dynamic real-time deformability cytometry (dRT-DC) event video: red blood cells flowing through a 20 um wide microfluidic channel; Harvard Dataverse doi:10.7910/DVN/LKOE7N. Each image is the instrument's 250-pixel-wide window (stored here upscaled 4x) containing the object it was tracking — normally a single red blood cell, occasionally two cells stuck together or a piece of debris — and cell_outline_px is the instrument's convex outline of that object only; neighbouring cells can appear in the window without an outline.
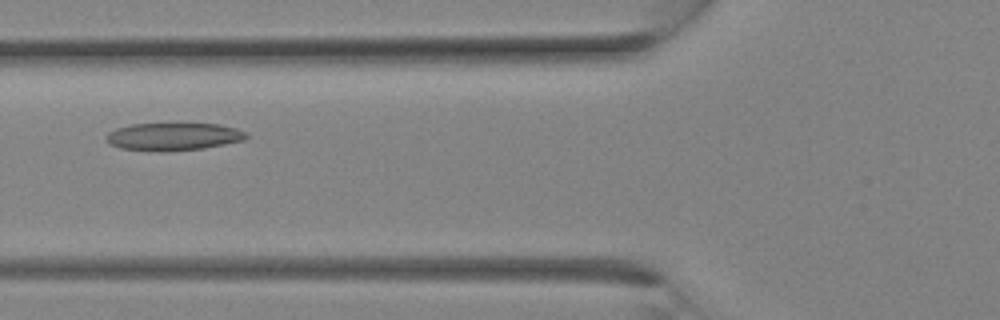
{"species": "Egyptian fruit bat (a non-hibernating species)", "species_latin": "Rousettus aegyptiacus", "temperature_condition": "room temperature", "stored_images_in_passage": 9, "camera_frame_rate_fps": 3000, "um_per_image_px": 0.085, "animal": {"sex": "female"}, "frame": {"image": 1, "passage_image": 6, "time_ms": 1.667, "image_size_px": [1000, 320], "cell_outline_px": [[248, 136], [244, 140], [224, 144], [200, 148], [160, 152], [120, 148], [112, 144], [108, 140], [108, 132], [116, 128], [132, 124], [220, 124], [236, 128], [244, 132]], "centroid_in_image_um": [14.74, 11.61], "position_along_channel_um": 111.1, "area_um2": 22.2}}
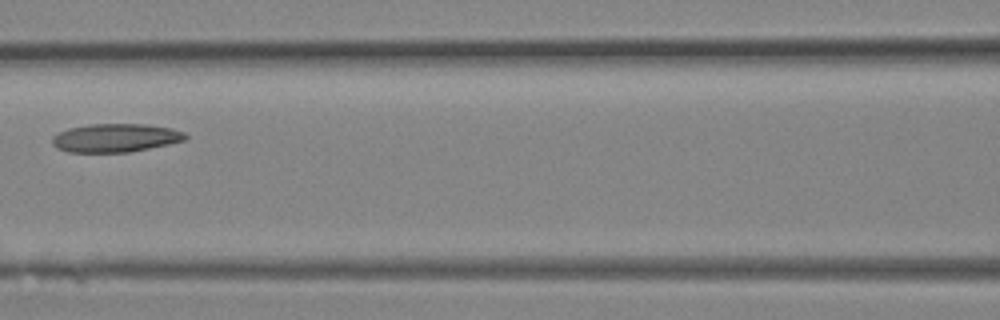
{"frame": {"image": 2, "passage_image": 8, "time_ms": 2.333, "image_size_px": [1000, 320], "cell_outline_px": [[188, 136], [184, 140], [168, 144], [128, 152], [68, 152], [56, 148], [52, 144], [52, 136], [68, 128], [88, 124], [148, 124], [172, 128], [184, 132]], "centroid_in_image_um": [9.79, 11.71], "position_along_channel_um": 156.8, "area_um2": 22.08}}